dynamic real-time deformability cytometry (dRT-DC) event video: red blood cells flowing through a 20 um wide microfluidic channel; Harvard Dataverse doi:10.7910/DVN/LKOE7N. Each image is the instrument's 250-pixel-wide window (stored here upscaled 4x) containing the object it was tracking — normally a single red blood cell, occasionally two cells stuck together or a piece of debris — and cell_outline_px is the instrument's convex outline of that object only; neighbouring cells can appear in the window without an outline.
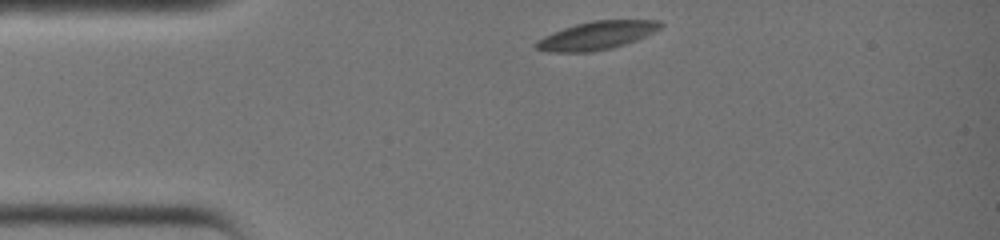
{"species": "common noctule bat (a hibernating species)", "species_latin": "Nyctalus noctula", "temperature_condition": "warm", "stored_images_in_passage": 27, "camera_frame_rate_fps": 3000, "um_per_image_px": 0.085, "animal": {"sex": "female", "body_mass_g": 19.0, "forearm_length_mm": 51.5}, "frame": {"image": 1, "passage_image": 1, "time_ms": 0.0, "image_size_px": [1000, 240], "cell_outline_px": [[664, 24], [660, 28], [636, 40], [612, 48], [592, 52], [548, 52], [536, 48], [532, 44], [544, 36], [552, 32], [576, 24], [592, 20], [660, 20]], "centroid_in_image_um": [50.69, 3.02], "position_along_channel_um": 34.3, "area_um2": 20.4}}
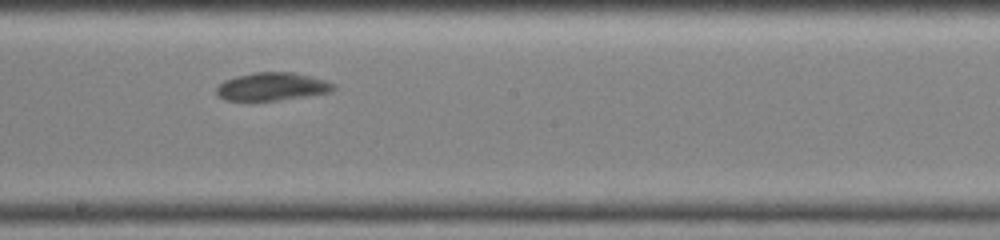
{"frame": {"image": 2, "passage_image": 15, "time_ms": 4.667, "image_size_px": [1000, 240], "cell_outline_px": [[336, 88], [332, 92], [308, 96], [280, 100], [224, 100], [216, 96], [216, 88], [224, 80], [236, 76], [256, 72], [292, 72], [312, 76], [328, 80], [336, 84]], "centroid_in_image_um": [23.17, 7.36], "position_along_channel_um": 225.0, "area_um2": 19.36}}
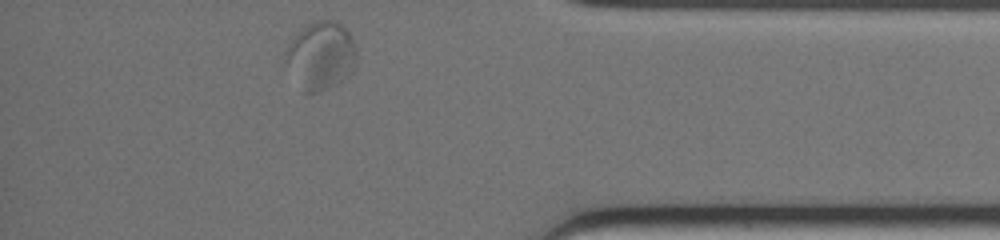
{"frame": {"image": 3, "passage_image": 27, "time_ms": 8.667, "image_size_px": [1000, 240], "cell_outline_px": [[356, 64], [336, 84], [328, 88], [316, 92], [300, 92], [284, 60], [284, 52], [288, 44], [296, 32], [308, 24], [316, 20], [336, 20], [344, 24], [356, 48]], "centroid_in_image_um": [27.21, 4.7], "position_along_channel_um": 408.0, "area_um2": 28.32}}